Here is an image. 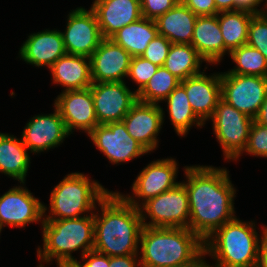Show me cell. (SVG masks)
<instances>
[{"mask_svg": "<svg viewBox=\"0 0 267 267\" xmlns=\"http://www.w3.org/2000/svg\"><path fill=\"white\" fill-rule=\"evenodd\" d=\"M131 55L110 38H103L91 55L93 83L123 82L127 78Z\"/></svg>", "mask_w": 267, "mask_h": 267, "instance_id": "obj_18", "label": "cell"}, {"mask_svg": "<svg viewBox=\"0 0 267 267\" xmlns=\"http://www.w3.org/2000/svg\"><path fill=\"white\" fill-rule=\"evenodd\" d=\"M66 54L62 33L57 29L31 33L19 50V57L24 62L38 68H50Z\"/></svg>", "mask_w": 267, "mask_h": 267, "instance_id": "obj_20", "label": "cell"}, {"mask_svg": "<svg viewBox=\"0 0 267 267\" xmlns=\"http://www.w3.org/2000/svg\"><path fill=\"white\" fill-rule=\"evenodd\" d=\"M53 105L59 110L70 135L76 129L82 130L88 135L99 125L91 88L62 91L56 97Z\"/></svg>", "mask_w": 267, "mask_h": 267, "instance_id": "obj_15", "label": "cell"}, {"mask_svg": "<svg viewBox=\"0 0 267 267\" xmlns=\"http://www.w3.org/2000/svg\"><path fill=\"white\" fill-rule=\"evenodd\" d=\"M94 211L95 251L109 257L139 253L143 221L139 208L127 202L118 191H110Z\"/></svg>", "mask_w": 267, "mask_h": 267, "instance_id": "obj_2", "label": "cell"}, {"mask_svg": "<svg viewBox=\"0 0 267 267\" xmlns=\"http://www.w3.org/2000/svg\"><path fill=\"white\" fill-rule=\"evenodd\" d=\"M90 88L98 124L122 121L137 101L125 81L93 83Z\"/></svg>", "mask_w": 267, "mask_h": 267, "instance_id": "obj_14", "label": "cell"}, {"mask_svg": "<svg viewBox=\"0 0 267 267\" xmlns=\"http://www.w3.org/2000/svg\"><path fill=\"white\" fill-rule=\"evenodd\" d=\"M196 16L216 15L219 11L216 9L214 0H180Z\"/></svg>", "mask_w": 267, "mask_h": 267, "instance_id": "obj_37", "label": "cell"}, {"mask_svg": "<svg viewBox=\"0 0 267 267\" xmlns=\"http://www.w3.org/2000/svg\"><path fill=\"white\" fill-rule=\"evenodd\" d=\"M30 155L22 138L0 132V172L20 183L26 182Z\"/></svg>", "mask_w": 267, "mask_h": 267, "instance_id": "obj_25", "label": "cell"}, {"mask_svg": "<svg viewBox=\"0 0 267 267\" xmlns=\"http://www.w3.org/2000/svg\"><path fill=\"white\" fill-rule=\"evenodd\" d=\"M254 14L246 11H221L217 14L224 41V55L248 40V26Z\"/></svg>", "mask_w": 267, "mask_h": 267, "instance_id": "obj_27", "label": "cell"}, {"mask_svg": "<svg viewBox=\"0 0 267 267\" xmlns=\"http://www.w3.org/2000/svg\"><path fill=\"white\" fill-rule=\"evenodd\" d=\"M87 136L114 165L149 153L130 136L123 121L99 124Z\"/></svg>", "mask_w": 267, "mask_h": 267, "instance_id": "obj_11", "label": "cell"}, {"mask_svg": "<svg viewBox=\"0 0 267 267\" xmlns=\"http://www.w3.org/2000/svg\"><path fill=\"white\" fill-rule=\"evenodd\" d=\"M164 102H167L169 119L179 137H185L193 125L200 128L205 126L195 115L185 88L181 84L168 95Z\"/></svg>", "mask_w": 267, "mask_h": 267, "instance_id": "obj_28", "label": "cell"}, {"mask_svg": "<svg viewBox=\"0 0 267 267\" xmlns=\"http://www.w3.org/2000/svg\"><path fill=\"white\" fill-rule=\"evenodd\" d=\"M200 74L180 81L195 115L205 124L213 115L221 99V73Z\"/></svg>", "mask_w": 267, "mask_h": 267, "instance_id": "obj_19", "label": "cell"}, {"mask_svg": "<svg viewBox=\"0 0 267 267\" xmlns=\"http://www.w3.org/2000/svg\"><path fill=\"white\" fill-rule=\"evenodd\" d=\"M139 248L141 267H176L193 261L204 241L189 228L144 226Z\"/></svg>", "mask_w": 267, "mask_h": 267, "instance_id": "obj_3", "label": "cell"}, {"mask_svg": "<svg viewBox=\"0 0 267 267\" xmlns=\"http://www.w3.org/2000/svg\"><path fill=\"white\" fill-rule=\"evenodd\" d=\"M110 191L80 172L67 174L50 195L49 209L44 204V220L71 219L93 214ZM50 210L46 215V211ZM46 216V217H45Z\"/></svg>", "mask_w": 267, "mask_h": 267, "instance_id": "obj_6", "label": "cell"}, {"mask_svg": "<svg viewBox=\"0 0 267 267\" xmlns=\"http://www.w3.org/2000/svg\"><path fill=\"white\" fill-rule=\"evenodd\" d=\"M247 44L267 59V13L254 15L248 26Z\"/></svg>", "mask_w": 267, "mask_h": 267, "instance_id": "obj_32", "label": "cell"}, {"mask_svg": "<svg viewBox=\"0 0 267 267\" xmlns=\"http://www.w3.org/2000/svg\"><path fill=\"white\" fill-rule=\"evenodd\" d=\"M258 267H267V225L262 226V239L260 242Z\"/></svg>", "mask_w": 267, "mask_h": 267, "instance_id": "obj_41", "label": "cell"}, {"mask_svg": "<svg viewBox=\"0 0 267 267\" xmlns=\"http://www.w3.org/2000/svg\"><path fill=\"white\" fill-rule=\"evenodd\" d=\"M179 84L180 80L177 77L164 66H160L144 88L137 93V100L145 103L159 104V102L164 101Z\"/></svg>", "mask_w": 267, "mask_h": 267, "instance_id": "obj_31", "label": "cell"}, {"mask_svg": "<svg viewBox=\"0 0 267 267\" xmlns=\"http://www.w3.org/2000/svg\"><path fill=\"white\" fill-rule=\"evenodd\" d=\"M2 228H4V227L0 224V234H1Z\"/></svg>", "mask_w": 267, "mask_h": 267, "instance_id": "obj_47", "label": "cell"}, {"mask_svg": "<svg viewBox=\"0 0 267 267\" xmlns=\"http://www.w3.org/2000/svg\"><path fill=\"white\" fill-rule=\"evenodd\" d=\"M197 16L181 1L155 20L158 35L171 43L191 44Z\"/></svg>", "mask_w": 267, "mask_h": 267, "instance_id": "obj_24", "label": "cell"}, {"mask_svg": "<svg viewBox=\"0 0 267 267\" xmlns=\"http://www.w3.org/2000/svg\"><path fill=\"white\" fill-rule=\"evenodd\" d=\"M257 1V6L259 7V5L261 6V3H263V1L265 2V4L263 5V11L264 13H267V0H256Z\"/></svg>", "mask_w": 267, "mask_h": 267, "instance_id": "obj_45", "label": "cell"}, {"mask_svg": "<svg viewBox=\"0 0 267 267\" xmlns=\"http://www.w3.org/2000/svg\"><path fill=\"white\" fill-rule=\"evenodd\" d=\"M83 261H76L73 265L75 267H109V256L98 251L90 250L81 257Z\"/></svg>", "mask_w": 267, "mask_h": 267, "instance_id": "obj_38", "label": "cell"}, {"mask_svg": "<svg viewBox=\"0 0 267 267\" xmlns=\"http://www.w3.org/2000/svg\"><path fill=\"white\" fill-rule=\"evenodd\" d=\"M53 84L66 90H83L93 84L91 78V59L81 55L66 54L50 68Z\"/></svg>", "mask_w": 267, "mask_h": 267, "instance_id": "obj_23", "label": "cell"}, {"mask_svg": "<svg viewBox=\"0 0 267 267\" xmlns=\"http://www.w3.org/2000/svg\"><path fill=\"white\" fill-rule=\"evenodd\" d=\"M244 152L252 156L267 158V127L253 121Z\"/></svg>", "mask_w": 267, "mask_h": 267, "instance_id": "obj_34", "label": "cell"}, {"mask_svg": "<svg viewBox=\"0 0 267 267\" xmlns=\"http://www.w3.org/2000/svg\"><path fill=\"white\" fill-rule=\"evenodd\" d=\"M70 136L57 107L54 113L38 114L26 123L21 138L29 153L38 154L54 149Z\"/></svg>", "mask_w": 267, "mask_h": 267, "instance_id": "obj_16", "label": "cell"}, {"mask_svg": "<svg viewBox=\"0 0 267 267\" xmlns=\"http://www.w3.org/2000/svg\"><path fill=\"white\" fill-rule=\"evenodd\" d=\"M216 9L221 11H235V0H214Z\"/></svg>", "mask_w": 267, "mask_h": 267, "instance_id": "obj_44", "label": "cell"}, {"mask_svg": "<svg viewBox=\"0 0 267 267\" xmlns=\"http://www.w3.org/2000/svg\"><path fill=\"white\" fill-rule=\"evenodd\" d=\"M140 254L109 257V267H140Z\"/></svg>", "mask_w": 267, "mask_h": 267, "instance_id": "obj_39", "label": "cell"}, {"mask_svg": "<svg viewBox=\"0 0 267 267\" xmlns=\"http://www.w3.org/2000/svg\"><path fill=\"white\" fill-rule=\"evenodd\" d=\"M159 66L151 63L149 60L138 56L132 57L128 72V78L132 79L138 88L135 90L139 93L155 74Z\"/></svg>", "mask_w": 267, "mask_h": 267, "instance_id": "obj_33", "label": "cell"}, {"mask_svg": "<svg viewBox=\"0 0 267 267\" xmlns=\"http://www.w3.org/2000/svg\"><path fill=\"white\" fill-rule=\"evenodd\" d=\"M57 267H75V266L72 264V265H59Z\"/></svg>", "mask_w": 267, "mask_h": 267, "instance_id": "obj_46", "label": "cell"}, {"mask_svg": "<svg viewBox=\"0 0 267 267\" xmlns=\"http://www.w3.org/2000/svg\"><path fill=\"white\" fill-rule=\"evenodd\" d=\"M206 256V252L205 250H203L193 261L184 264V265H180V266H176V267H212V265H209L208 263H206V261L204 258Z\"/></svg>", "mask_w": 267, "mask_h": 267, "instance_id": "obj_42", "label": "cell"}, {"mask_svg": "<svg viewBox=\"0 0 267 267\" xmlns=\"http://www.w3.org/2000/svg\"><path fill=\"white\" fill-rule=\"evenodd\" d=\"M143 226L189 228L188 192L182 182L174 188L148 199L140 207ZM150 218L148 223L146 219Z\"/></svg>", "mask_w": 267, "mask_h": 267, "instance_id": "obj_7", "label": "cell"}, {"mask_svg": "<svg viewBox=\"0 0 267 267\" xmlns=\"http://www.w3.org/2000/svg\"><path fill=\"white\" fill-rule=\"evenodd\" d=\"M179 2L180 0H140L142 17L156 20Z\"/></svg>", "mask_w": 267, "mask_h": 267, "instance_id": "obj_36", "label": "cell"}, {"mask_svg": "<svg viewBox=\"0 0 267 267\" xmlns=\"http://www.w3.org/2000/svg\"><path fill=\"white\" fill-rule=\"evenodd\" d=\"M255 225L236 216L209 236L204 250L216 262L212 267H258L262 236Z\"/></svg>", "mask_w": 267, "mask_h": 267, "instance_id": "obj_5", "label": "cell"}, {"mask_svg": "<svg viewBox=\"0 0 267 267\" xmlns=\"http://www.w3.org/2000/svg\"><path fill=\"white\" fill-rule=\"evenodd\" d=\"M255 122L267 127V96L260 107L257 116L254 119Z\"/></svg>", "mask_w": 267, "mask_h": 267, "instance_id": "obj_43", "label": "cell"}, {"mask_svg": "<svg viewBox=\"0 0 267 267\" xmlns=\"http://www.w3.org/2000/svg\"><path fill=\"white\" fill-rule=\"evenodd\" d=\"M63 36L67 54L91 57L103 37L95 12L77 7L67 15V25Z\"/></svg>", "mask_w": 267, "mask_h": 267, "instance_id": "obj_12", "label": "cell"}, {"mask_svg": "<svg viewBox=\"0 0 267 267\" xmlns=\"http://www.w3.org/2000/svg\"><path fill=\"white\" fill-rule=\"evenodd\" d=\"M229 55L236 66L227 73L267 77V59L254 47L244 44Z\"/></svg>", "mask_w": 267, "mask_h": 267, "instance_id": "obj_30", "label": "cell"}, {"mask_svg": "<svg viewBox=\"0 0 267 267\" xmlns=\"http://www.w3.org/2000/svg\"><path fill=\"white\" fill-rule=\"evenodd\" d=\"M213 131L222 147L224 160L237 161L243 155L254 119L220 99L211 116Z\"/></svg>", "mask_w": 267, "mask_h": 267, "instance_id": "obj_8", "label": "cell"}, {"mask_svg": "<svg viewBox=\"0 0 267 267\" xmlns=\"http://www.w3.org/2000/svg\"><path fill=\"white\" fill-rule=\"evenodd\" d=\"M205 62L191 44L172 43L164 67L180 81L201 73V64Z\"/></svg>", "mask_w": 267, "mask_h": 267, "instance_id": "obj_29", "label": "cell"}, {"mask_svg": "<svg viewBox=\"0 0 267 267\" xmlns=\"http://www.w3.org/2000/svg\"><path fill=\"white\" fill-rule=\"evenodd\" d=\"M43 248L38 246L39 267L53 260L59 265H72L77 259L74 251L81 250V257L94 247V213L84 217L44 220L41 224ZM46 262V263H45Z\"/></svg>", "mask_w": 267, "mask_h": 267, "instance_id": "obj_4", "label": "cell"}, {"mask_svg": "<svg viewBox=\"0 0 267 267\" xmlns=\"http://www.w3.org/2000/svg\"><path fill=\"white\" fill-rule=\"evenodd\" d=\"M91 9L96 14L103 38H111L142 17L140 0H94Z\"/></svg>", "mask_w": 267, "mask_h": 267, "instance_id": "obj_21", "label": "cell"}, {"mask_svg": "<svg viewBox=\"0 0 267 267\" xmlns=\"http://www.w3.org/2000/svg\"><path fill=\"white\" fill-rule=\"evenodd\" d=\"M184 170L186 182L182 183L189 198V229L205 241L236 217V189L225 167L190 165Z\"/></svg>", "mask_w": 267, "mask_h": 267, "instance_id": "obj_1", "label": "cell"}, {"mask_svg": "<svg viewBox=\"0 0 267 267\" xmlns=\"http://www.w3.org/2000/svg\"><path fill=\"white\" fill-rule=\"evenodd\" d=\"M191 45L207 65H216L222 61L224 41L217 14L197 16Z\"/></svg>", "mask_w": 267, "mask_h": 267, "instance_id": "obj_22", "label": "cell"}, {"mask_svg": "<svg viewBox=\"0 0 267 267\" xmlns=\"http://www.w3.org/2000/svg\"><path fill=\"white\" fill-rule=\"evenodd\" d=\"M171 42L164 36L158 35L147 46L141 57L157 66H163L167 58Z\"/></svg>", "mask_w": 267, "mask_h": 267, "instance_id": "obj_35", "label": "cell"}, {"mask_svg": "<svg viewBox=\"0 0 267 267\" xmlns=\"http://www.w3.org/2000/svg\"><path fill=\"white\" fill-rule=\"evenodd\" d=\"M267 96V77L221 72V99L255 119Z\"/></svg>", "mask_w": 267, "mask_h": 267, "instance_id": "obj_9", "label": "cell"}, {"mask_svg": "<svg viewBox=\"0 0 267 267\" xmlns=\"http://www.w3.org/2000/svg\"><path fill=\"white\" fill-rule=\"evenodd\" d=\"M235 10L250 12L254 15L263 14V7L258 9L256 0H235Z\"/></svg>", "mask_w": 267, "mask_h": 267, "instance_id": "obj_40", "label": "cell"}, {"mask_svg": "<svg viewBox=\"0 0 267 267\" xmlns=\"http://www.w3.org/2000/svg\"><path fill=\"white\" fill-rule=\"evenodd\" d=\"M158 36L155 20L141 17L121 28L110 39L126 50L131 57L142 56L148 44Z\"/></svg>", "mask_w": 267, "mask_h": 267, "instance_id": "obj_26", "label": "cell"}, {"mask_svg": "<svg viewBox=\"0 0 267 267\" xmlns=\"http://www.w3.org/2000/svg\"><path fill=\"white\" fill-rule=\"evenodd\" d=\"M178 168L176 159L172 157L154 160L137 175L132 184L133 196L118 193L131 205L139 208L148 199L156 197L180 183V181L176 182Z\"/></svg>", "mask_w": 267, "mask_h": 267, "instance_id": "obj_10", "label": "cell"}, {"mask_svg": "<svg viewBox=\"0 0 267 267\" xmlns=\"http://www.w3.org/2000/svg\"><path fill=\"white\" fill-rule=\"evenodd\" d=\"M165 111L159 104L137 100L122 119L127 132L149 153L158 147V134L164 123Z\"/></svg>", "mask_w": 267, "mask_h": 267, "instance_id": "obj_17", "label": "cell"}, {"mask_svg": "<svg viewBox=\"0 0 267 267\" xmlns=\"http://www.w3.org/2000/svg\"><path fill=\"white\" fill-rule=\"evenodd\" d=\"M22 184V185H21ZM24 185V186H23ZM44 221V204L25 187L14 186L0 196V224L21 227Z\"/></svg>", "mask_w": 267, "mask_h": 267, "instance_id": "obj_13", "label": "cell"}]
</instances>
